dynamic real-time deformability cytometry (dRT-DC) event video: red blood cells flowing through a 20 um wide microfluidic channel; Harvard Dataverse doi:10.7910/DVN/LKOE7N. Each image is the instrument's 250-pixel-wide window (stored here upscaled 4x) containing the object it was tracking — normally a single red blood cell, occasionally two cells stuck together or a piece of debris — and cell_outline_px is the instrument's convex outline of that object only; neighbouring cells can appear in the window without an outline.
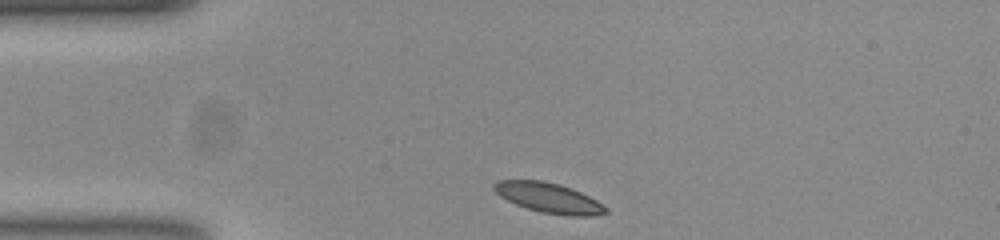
{"species": "common noctule bat (a hibernating species)", "species_latin": "Nyctalus noctula", "temperature_condition": "room temperature", "stored_images_in_passage": 33, "camera_frame_rate_fps": 3000, "um_per_image_px": 0.085, "animal": {"sex": "female", "body_mass_g": 23.0, "forearm_length_mm": 53.4}, "frame": {"image": 1, "passage_image": 1, "time_ms": 0.0, "image_size_px": [1000, 240], "cell_outline_px": [[608, 212], [592, 216], [568, 216], [540, 212], [516, 204], [500, 196], [492, 188], [492, 184], [500, 180], [540, 180], [560, 184], [572, 188], [596, 200], [608, 208]], "centroid_in_image_um": [46.65, 16.81], "position_along_channel_um": 38.4, "area_um2": 19.48}}
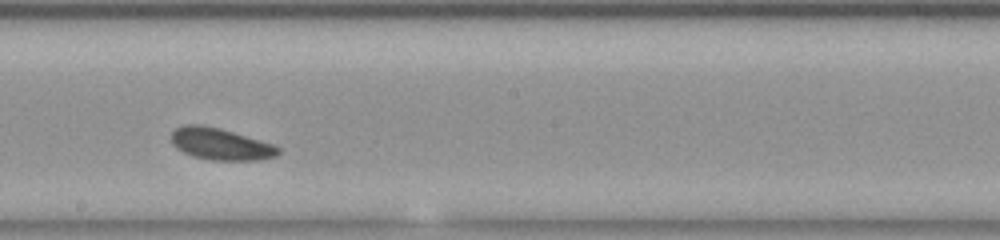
{"frame": {"image": 2, "passage_image": 19, "time_ms": 6.0, "image_size_px": [1000, 240], "cell_outline_px": [[280, 152], [276, 156], [260, 160], [208, 160], [192, 156], [176, 148], [172, 144], [172, 132], [176, 128], [184, 124], [196, 124], [220, 128], [272, 144], [280, 148]], "centroid_in_image_um": [18.73, 12.25], "position_along_channel_um": 229.5, "area_um2": 19.71}}
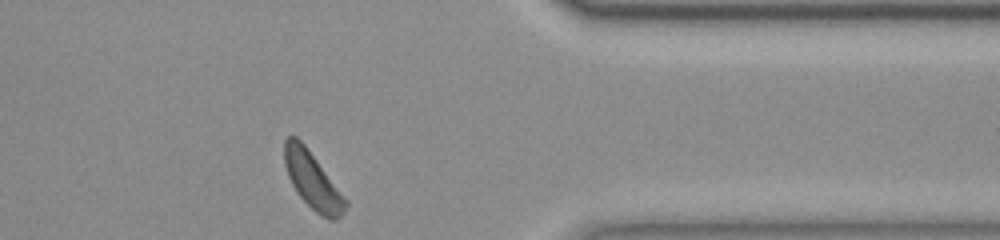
{"frame": {"image": 3, "passage_image": 33, "time_ms": 10.667, "image_size_px": [1000, 240], "cell_outline_px": [[348, 204], [344, 212], [336, 220], [332, 220], [320, 216], [300, 196], [292, 184], [288, 176], [284, 164], [284, 140], [288, 136], [296, 136], [304, 144], [348, 200]], "centroid_in_image_um": [26.58, 15.35], "position_along_channel_um": 384.8, "area_um2": 20.0}, "authors_computed_cell_mechanics": {"area_um2": 19.652, "velocity_mm_per_s": 3.6968, "shape_relaxation_time_tau1_ms": 2.5582, "shape_relaxation_time_tau2_ms": null, "deformation_change_tau1": 0.0866, "deformation_change_tau2": null}}